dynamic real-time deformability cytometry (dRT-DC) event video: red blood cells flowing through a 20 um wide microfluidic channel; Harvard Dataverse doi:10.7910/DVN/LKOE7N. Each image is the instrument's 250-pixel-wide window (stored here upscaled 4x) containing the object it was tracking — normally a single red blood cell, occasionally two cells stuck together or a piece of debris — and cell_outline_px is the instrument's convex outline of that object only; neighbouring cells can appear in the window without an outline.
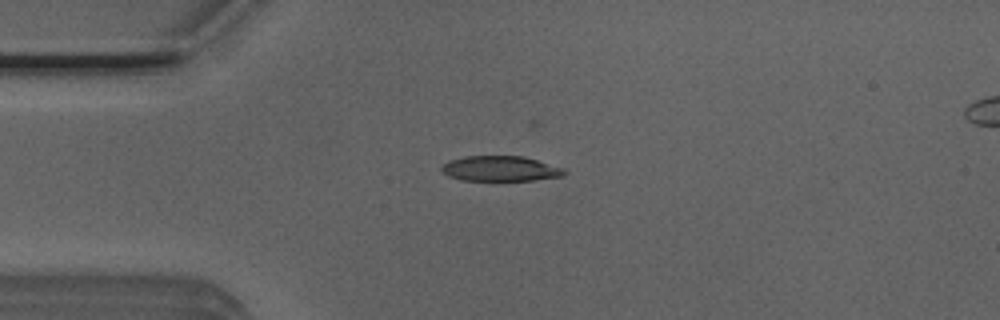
{"species": "Egyptian fruit bat (a non-hibernating species)", "species_latin": "Rousettus aegyptiacus", "temperature_condition": "room temperature", "stored_images_in_passage": 40, "camera_frame_rate_fps": 3000, "um_per_image_px": 0.085, "animal": {"sex": "male"}, "frame": {"image": 1, "passage_image": 1, "time_ms": 0.0, "image_size_px": [1000, 320], "cell_outline_px": [[568, 172], [564, 176], [532, 180], [460, 180], [448, 176], [440, 172], [440, 168], [448, 160], [464, 156], [524, 156], [564, 168]], "centroid_in_image_um": [42.51, 14.33], "position_along_channel_um": 42.5, "area_um2": 18.21}}
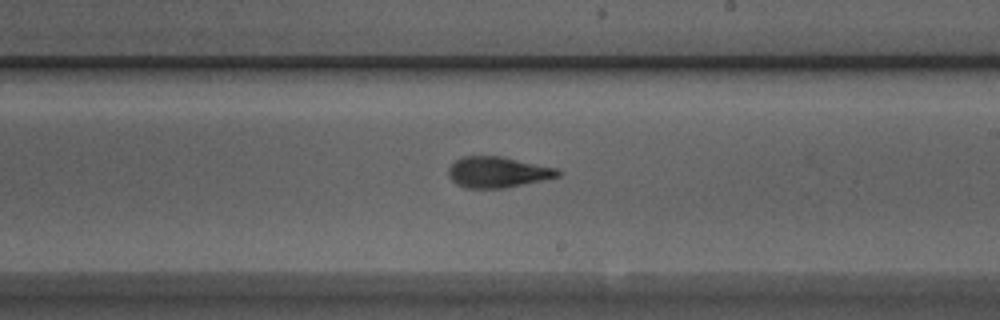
{"frame": {"image": 2, "passage_image": 18, "time_ms": 5.667, "image_size_px": [1000, 320], "cell_outline_px": [[564, 172], [560, 176], [504, 188], [464, 188], [456, 184], [448, 176], [448, 168], [460, 156], [500, 156], [556, 168]], "centroid_in_image_um": [42.28, 14.63], "position_along_channel_um": 246.7, "area_um2": 19.65}}
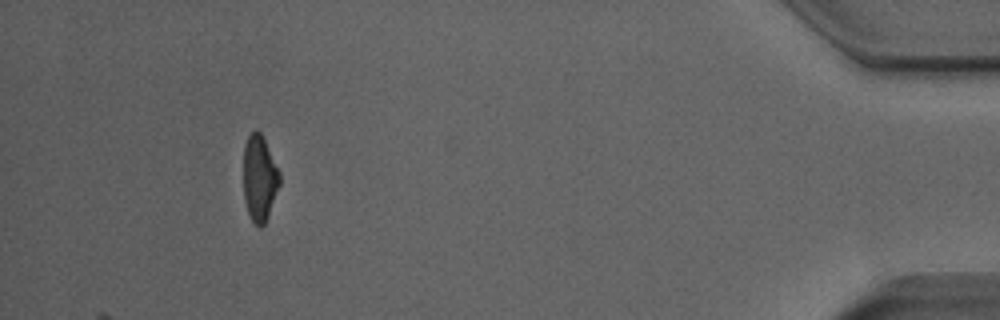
{"frame": {"image": 3, "passage_image": 36, "time_ms": 11.667, "image_size_px": [1000, 320], "cell_outline_px": [[280, 184], [268, 216], [264, 224], [260, 228], [252, 220], [248, 212], [244, 200], [244, 144], [248, 136], [256, 128], [264, 136], [280, 172]], "centroid_in_image_um": [22.07, 15.1], "position_along_channel_um": 413.1, "area_um2": 18.26}, "authors_computed_cell_mechanics": {"area_um2": 19.4208, "velocity_mm_per_s": 3.9465, "shape_relaxation_time_tau1_ms": 5.338, "shape_relaxation_time_tau2_ms": 1.8643, "deformation_change_tau1": 0.18, "deformation_change_tau2": 0.1061}}